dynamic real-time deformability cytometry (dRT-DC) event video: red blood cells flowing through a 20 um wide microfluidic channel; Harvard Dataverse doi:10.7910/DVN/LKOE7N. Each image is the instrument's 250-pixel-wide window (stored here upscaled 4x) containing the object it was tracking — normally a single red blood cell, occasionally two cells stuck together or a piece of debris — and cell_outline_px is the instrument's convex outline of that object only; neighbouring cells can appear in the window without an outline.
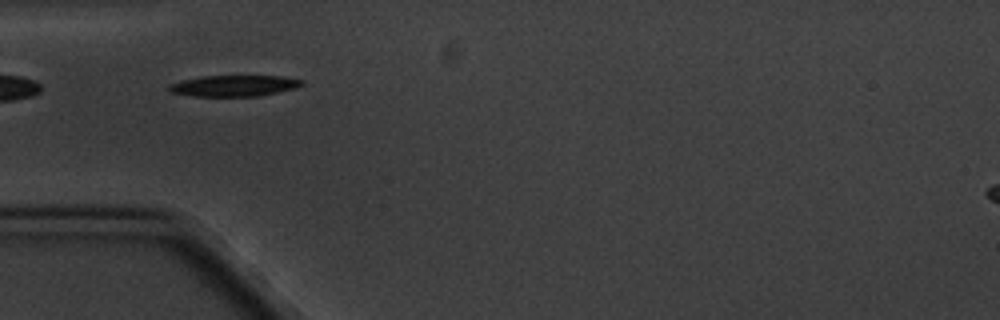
{"species": "common noctule bat (a hibernating species)", "species_latin": "Nyctalus noctula", "temperature_condition": "cold", "stored_images_in_passage": 5, "camera_frame_rate_fps": 3000, "um_per_image_px": 0.085, "animal": {"sex": "male", "body_mass_g": 20.1, "forearm_length_mm": 53.5}, "frame": {"image": 1, "passage_image": 1, "time_ms": 0.0, "image_size_px": [1000, 320], "cell_outline_px": [[304, 84], [296, 88], [260, 96], [192, 96], [172, 92], [168, 88], [168, 84], [180, 80], [200, 76], [284, 76], [304, 80]], "centroid_in_image_um": [19.91, 7.28], "position_along_channel_um": 65.1, "area_um2": 16.47}}